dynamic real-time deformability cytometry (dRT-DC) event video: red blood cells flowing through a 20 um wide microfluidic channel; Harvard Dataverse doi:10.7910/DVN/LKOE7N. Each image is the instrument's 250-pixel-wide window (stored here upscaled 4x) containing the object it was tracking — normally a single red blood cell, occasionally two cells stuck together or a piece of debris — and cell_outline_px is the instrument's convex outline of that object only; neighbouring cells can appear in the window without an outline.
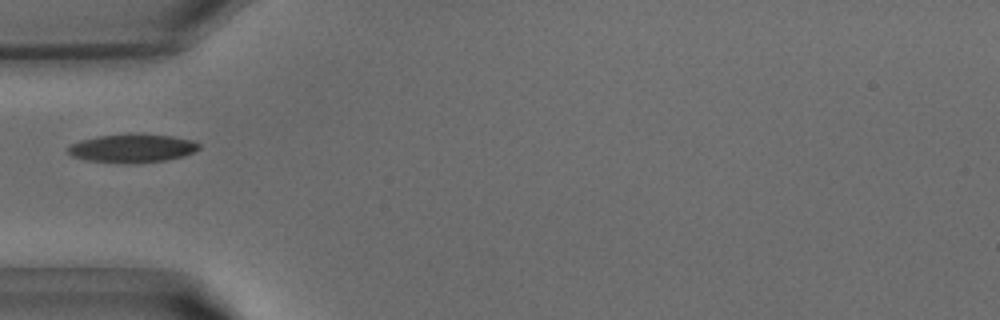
{"species": "common noctule bat (a hibernating species)", "species_latin": "Nyctalus noctula", "temperature_condition": "warm", "stored_images_in_passage": 23, "camera_frame_rate_fps": 3000, "um_per_image_px": 0.085, "animal": {"sex": "male", "body_mass_g": 15.6}, "frame": {"image": 1, "passage_image": 1, "time_ms": 0.0, "image_size_px": [1000, 320], "cell_outline_px": [[200, 148], [196, 152], [184, 156], [164, 160], [136, 164], [124, 164], [84, 160], [72, 156], [68, 152], [68, 148], [72, 144], [80, 140], [100, 136], [136, 132], [172, 136], [192, 140], [200, 144]], "centroid_in_image_um": [11.27, 12.6], "position_along_channel_um": 73.7, "area_um2": 22.25}}
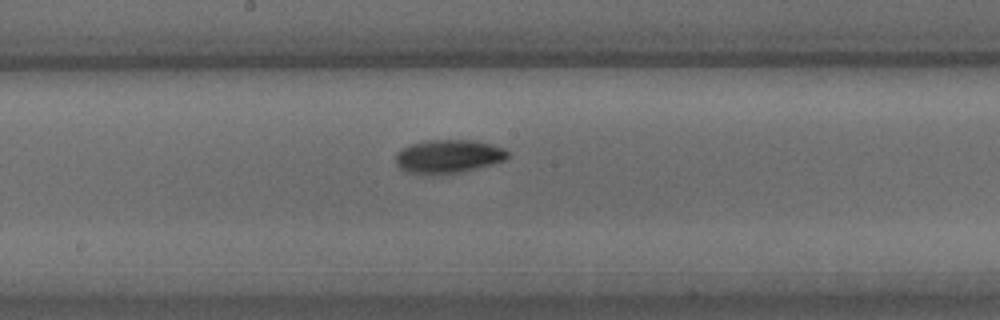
{"frame": {"image": 2, "passage_image": 9, "time_ms": 2.667, "image_size_px": [1000, 320], "cell_outline_px": [[508, 156], [504, 160], [492, 164], [476, 168], [456, 172], [408, 172], [400, 168], [396, 164], [396, 152], [412, 144], [428, 140], [476, 140], [492, 144], [504, 148], [508, 152]], "centroid_in_image_um": [38.14, 13.25], "position_along_channel_um": 210.1, "area_um2": 21.15}}
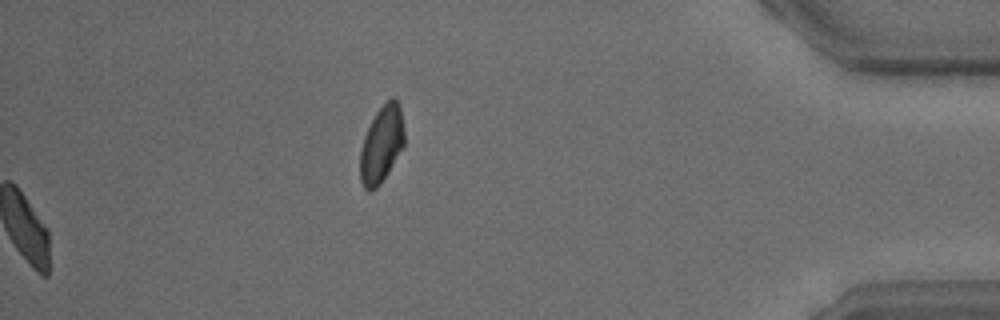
{"frame": {"image": 3, "passage_image": 23, "time_ms": 7.333, "image_size_px": [1000, 320], "cell_outline_px": [[404, 148], [380, 184], [376, 188], [368, 192], [364, 188], [360, 180], [360, 152], [364, 136], [376, 112], [392, 96], [400, 104], [404, 132]], "centroid_in_image_um": [32.44, 12.29], "position_along_channel_um": 402.8, "area_um2": 19.83}}